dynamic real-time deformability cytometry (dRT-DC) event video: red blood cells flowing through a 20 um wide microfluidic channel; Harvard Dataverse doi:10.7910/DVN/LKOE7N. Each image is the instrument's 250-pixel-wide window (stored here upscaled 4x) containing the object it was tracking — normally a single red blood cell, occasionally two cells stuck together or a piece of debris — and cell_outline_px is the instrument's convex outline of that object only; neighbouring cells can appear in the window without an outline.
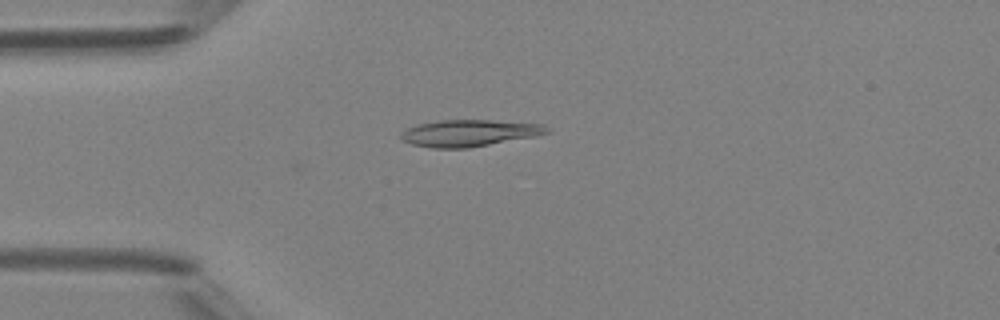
{"species": "Egyptian fruit bat (a non-hibernating species)", "species_latin": "Rousettus aegyptiacus", "temperature_condition": "room temperature", "stored_images_in_passage": 39, "camera_frame_rate_fps": 3000, "um_per_image_px": 0.085, "animal": {"sex": "female"}, "frame": {"image": 1, "passage_image": 4, "time_ms": 1.0, "image_size_px": [1000, 320], "cell_outline_px": [[552, 128], [548, 132], [536, 136], [468, 148], [432, 148], [412, 144], [400, 140], [400, 132], [416, 124], [440, 120], [492, 120], [544, 124]], "centroid_in_image_um": [39.88, 11.3], "position_along_channel_um": 45.1, "area_um2": 22.89}}
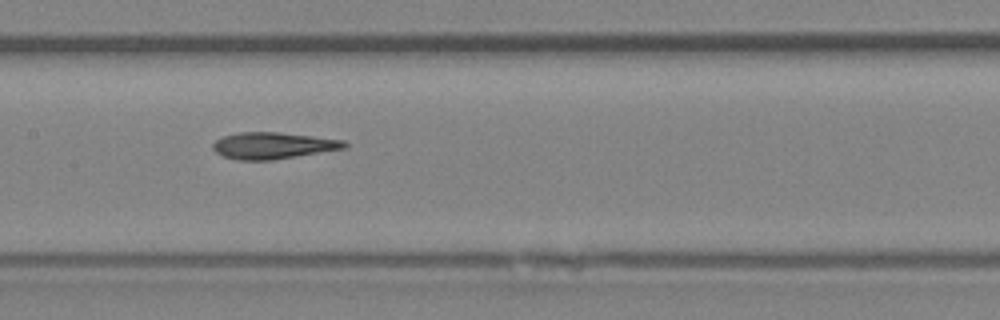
{"frame": {"image": 2, "passage_image": 15, "time_ms": 4.667, "image_size_px": [1000, 320], "cell_outline_px": [[348, 148], [272, 160], [240, 160], [224, 156], [216, 152], [212, 148], [212, 144], [216, 140], [224, 136], [240, 132], [280, 132], [344, 140], [348, 144]], "centroid_in_image_um": [23.24, 12.37], "position_along_channel_um": 184.2, "area_um2": 20.35}}
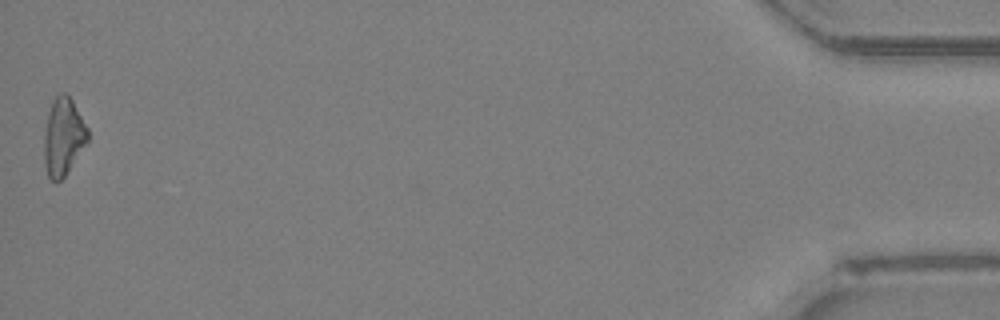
{"frame": {"image": 3, "passage_image": 39, "time_ms": 12.667, "image_size_px": [1000, 320], "cell_outline_px": [[88, 140], [64, 176], [56, 184], [48, 176], [44, 164], [44, 132], [48, 112], [52, 100], [60, 92], [64, 92], [72, 100], [88, 128]], "centroid_in_image_um": [5.36, 11.61], "position_along_channel_um": 429.8, "area_um2": 19.59}, "authors_computed_cell_mechanics": {"area_um2": 20.4612, "velocity_mm_per_s": 4.3078, "shape_relaxation_time_tau1_ms": 5.8584, "shape_relaxation_time_tau2_ms": 3.2722, "deformation_change_tau1": 0.1771, "deformation_change_tau2": 0.1195}}